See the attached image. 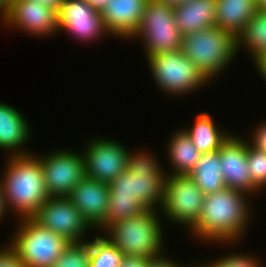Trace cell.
I'll return each mask as SVG.
<instances>
[{
    "instance_id": "obj_9",
    "label": "cell",
    "mask_w": 266,
    "mask_h": 267,
    "mask_svg": "<svg viewBox=\"0 0 266 267\" xmlns=\"http://www.w3.org/2000/svg\"><path fill=\"white\" fill-rule=\"evenodd\" d=\"M46 154L40 156V163L47 192L50 197H67L86 176L84 156L67 149Z\"/></svg>"
},
{
    "instance_id": "obj_40",
    "label": "cell",
    "mask_w": 266,
    "mask_h": 267,
    "mask_svg": "<svg viewBox=\"0 0 266 267\" xmlns=\"http://www.w3.org/2000/svg\"><path fill=\"white\" fill-rule=\"evenodd\" d=\"M159 1L175 6V5L186 2L187 0H159Z\"/></svg>"
},
{
    "instance_id": "obj_13",
    "label": "cell",
    "mask_w": 266,
    "mask_h": 267,
    "mask_svg": "<svg viewBox=\"0 0 266 267\" xmlns=\"http://www.w3.org/2000/svg\"><path fill=\"white\" fill-rule=\"evenodd\" d=\"M1 19L3 25L37 37H47L58 32L57 11L33 0H14L10 10Z\"/></svg>"
},
{
    "instance_id": "obj_31",
    "label": "cell",
    "mask_w": 266,
    "mask_h": 267,
    "mask_svg": "<svg viewBox=\"0 0 266 267\" xmlns=\"http://www.w3.org/2000/svg\"><path fill=\"white\" fill-rule=\"evenodd\" d=\"M0 267H26L17 252L8 244L0 248Z\"/></svg>"
},
{
    "instance_id": "obj_17",
    "label": "cell",
    "mask_w": 266,
    "mask_h": 267,
    "mask_svg": "<svg viewBox=\"0 0 266 267\" xmlns=\"http://www.w3.org/2000/svg\"><path fill=\"white\" fill-rule=\"evenodd\" d=\"M148 0H109L101 11L110 35L131 39L140 25Z\"/></svg>"
},
{
    "instance_id": "obj_6",
    "label": "cell",
    "mask_w": 266,
    "mask_h": 267,
    "mask_svg": "<svg viewBox=\"0 0 266 267\" xmlns=\"http://www.w3.org/2000/svg\"><path fill=\"white\" fill-rule=\"evenodd\" d=\"M132 38L143 41L146 59L154 54L181 50L183 35L176 25L173 6L159 0H148Z\"/></svg>"
},
{
    "instance_id": "obj_37",
    "label": "cell",
    "mask_w": 266,
    "mask_h": 267,
    "mask_svg": "<svg viewBox=\"0 0 266 267\" xmlns=\"http://www.w3.org/2000/svg\"><path fill=\"white\" fill-rule=\"evenodd\" d=\"M7 207L5 204V199H4V192H3V185L0 181V220L2 221L4 216H6L7 212Z\"/></svg>"
},
{
    "instance_id": "obj_19",
    "label": "cell",
    "mask_w": 266,
    "mask_h": 267,
    "mask_svg": "<svg viewBox=\"0 0 266 267\" xmlns=\"http://www.w3.org/2000/svg\"><path fill=\"white\" fill-rule=\"evenodd\" d=\"M173 8L182 35L216 26V0H187Z\"/></svg>"
},
{
    "instance_id": "obj_24",
    "label": "cell",
    "mask_w": 266,
    "mask_h": 267,
    "mask_svg": "<svg viewBox=\"0 0 266 267\" xmlns=\"http://www.w3.org/2000/svg\"><path fill=\"white\" fill-rule=\"evenodd\" d=\"M236 40L237 52L241 46L246 47L253 61L266 53V9H258L254 13Z\"/></svg>"
},
{
    "instance_id": "obj_39",
    "label": "cell",
    "mask_w": 266,
    "mask_h": 267,
    "mask_svg": "<svg viewBox=\"0 0 266 267\" xmlns=\"http://www.w3.org/2000/svg\"><path fill=\"white\" fill-rule=\"evenodd\" d=\"M14 0H0V15L3 17L12 7Z\"/></svg>"
},
{
    "instance_id": "obj_5",
    "label": "cell",
    "mask_w": 266,
    "mask_h": 267,
    "mask_svg": "<svg viewBox=\"0 0 266 267\" xmlns=\"http://www.w3.org/2000/svg\"><path fill=\"white\" fill-rule=\"evenodd\" d=\"M18 221L20 225L8 244L17 252L26 267H52L71 243L32 218Z\"/></svg>"
},
{
    "instance_id": "obj_4",
    "label": "cell",
    "mask_w": 266,
    "mask_h": 267,
    "mask_svg": "<svg viewBox=\"0 0 266 267\" xmlns=\"http://www.w3.org/2000/svg\"><path fill=\"white\" fill-rule=\"evenodd\" d=\"M181 51L209 82L238 54L236 37L216 26L183 35Z\"/></svg>"
},
{
    "instance_id": "obj_20",
    "label": "cell",
    "mask_w": 266,
    "mask_h": 267,
    "mask_svg": "<svg viewBox=\"0 0 266 267\" xmlns=\"http://www.w3.org/2000/svg\"><path fill=\"white\" fill-rule=\"evenodd\" d=\"M257 10L255 0H216V27L237 37Z\"/></svg>"
},
{
    "instance_id": "obj_27",
    "label": "cell",
    "mask_w": 266,
    "mask_h": 267,
    "mask_svg": "<svg viewBox=\"0 0 266 267\" xmlns=\"http://www.w3.org/2000/svg\"><path fill=\"white\" fill-rule=\"evenodd\" d=\"M89 241L71 242L52 267H89Z\"/></svg>"
},
{
    "instance_id": "obj_34",
    "label": "cell",
    "mask_w": 266,
    "mask_h": 267,
    "mask_svg": "<svg viewBox=\"0 0 266 267\" xmlns=\"http://www.w3.org/2000/svg\"><path fill=\"white\" fill-rule=\"evenodd\" d=\"M149 258L123 256L118 267H147Z\"/></svg>"
},
{
    "instance_id": "obj_16",
    "label": "cell",
    "mask_w": 266,
    "mask_h": 267,
    "mask_svg": "<svg viewBox=\"0 0 266 267\" xmlns=\"http://www.w3.org/2000/svg\"><path fill=\"white\" fill-rule=\"evenodd\" d=\"M93 229H106L109 184L84 177L67 196Z\"/></svg>"
},
{
    "instance_id": "obj_14",
    "label": "cell",
    "mask_w": 266,
    "mask_h": 267,
    "mask_svg": "<svg viewBox=\"0 0 266 267\" xmlns=\"http://www.w3.org/2000/svg\"><path fill=\"white\" fill-rule=\"evenodd\" d=\"M165 179L166 175L132 174L126 169L109 184V196L139 199L148 209L158 210L163 203Z\"/></svg>"
},
{
    "instance_id": "obj_42",
    "label": "cell",
    "mask_w": 266,
    "mask_h": 267,
    "mask_svg": "<svg viewBox=\"0 0 266 267\" xmlns=\"http://www.w3.org/2000/svg\"><path fill=\"white\" fill-rule=\"evenodd\" d=\"M204 263H201V264H199V265H197L196 263H195V265L193 264H191V266H186V267H204V265H203Z\"/></svg>"
},
{
    "instance_id": "obj_25",
    "label": "cell",
    "mask_w": 266,
    "mask_h": 267,
    "mask_svg": "<svg viewBox=\"0 0 266 267\" xmlns=\"http://www.w3.org/2000/svg\"><path fill=\"white\" fill-rule=\"evenodd\" d=\"M89 241V267H118L123 254L105 236H98Z\"/></svg>"
},
{
    "instance_id": "obj_18",
    "label": "cell",
    "mask_w": 266,
    "mask_h": 267,
    "mask_svg": "<svg viewBox=\"0 0 266 267\" xmlns=\"http://www.w3.org/2000/svg\"><path fill=\"white\" fill-rule=\"evenodd\" d=\"M27 121L18 109L0 102V150H8L9 156L30 153L23 147L32 134Z\"/></svg>"
},
{
    "instance_id": "obj_7",
    "label": "cell",
    "mask_w": 266,
    "mask_h": 267,
    "mask_svg": "<svg viewBox=\"0 0 266 267\" xmlns=\"http://www.w3.org/2000/svg\"><path fill=\"white\" fill-rule=\"evenodd\" d=\"M147 61L155 83L167 94H192L210 83L181 50L154 54Z\"/></svg>"
},
{
    "instance_id": "obj_28",
    "label": "cell",
    "mask_w": 266,
    "mask_h": 267,
    "mask_svg": "<svg viewBox=\"0 0 266 267\" xmlns=\"http://www.w3.org/2000/svg\"><path fill=\"white\" fill-rule=\"evenodd\" d=\"M155 157L144 149L134 153L128 151L127 170L132 174L166 175Z\"/></svg>"
},
{
    "instance_id": "obj_35",
    "label": "cell",
    "mask_w": 266,
    "mask_h": 267,
    "mask_svg": "<svg viewBox=\"0 0 266 267\" xmlns=\"http://www.w3.org/2000/svg\"><path fill=\"white\" fill-rule=\"evenodd\" d=\"M255 68L259 72L260 76L263 77V80L266 81V53L260 55L257 59L252 61Z\"/></svg>"
},
{
    "instance_id": "obj_8",
    "label": "cell",
    "mask_w": 266,
    "mask_h": 267,
    "mask_svg": "<svg viewBox=\"0 0 266 267\" xmlns=\"http://www.w3.org/2000/svg\"><path fill=\"white\" fill-rule=\"evenodd\" d=\"M204 196L188 175H166L161 212L190 231L199 219Z\"/></svg>"
},
{
    "instance_id": "obj_3",
    "label": "cell",
    "mask_w": 266,
    "mask_h": 267,
    "mask_svg": "<svg viewBox=\"0 0 266 267\" xmlns=\"http://www.w3.org/2000/svg\"><path fill=\"white\" fill-rule=\"evenodd\" d=\"M158 210L147 209L138 216L128 217L110 224L103 232L123 256L154 258L164 248L162 222ZM159 217H158V216ZM108 236H107V235Z\"/></svg>"
},
{
    "instance_id": "obj_38",
    "label": "cell",
    "mask_w": 266,
    "mask_h": 267,
    "mask_svg": "<svg viewBox=\"0 0 266 267\" xmlns=\"http://www.w3.org/2000/svg\"><path fill=\"white\" fill-rule=\"evenodd\" d=\"M90 4L95 10L101 12L107 5L109 0H85Z\"/></svg>"
},
{
    "instance_id": "obj_22",
    "label": "cell",
    "mask_w": 266,
    "mask_h": 267,
    "mask_svg": "<svg viewBox=\"0 0 266 267\" xmlns=\"http://www.w3.org/2000/svg\"><path fill=\"white\" fill-rule=\"evenodd\" d=\"M167 149L169 162L172 164L170 167L173 170L171 173L167 172L166 175H188L202 155L182 127L173 133Z\"/></svg>"
},
{
    "instance_id": "obj_32",
    "label": "cell",
    "mask_w": 266,
    "mask_h": 267,
    "mask_svg": "<svg viewBox=\"0 0 266 267\" xmlns=\"http://www.w3.org/2000/svg\"><path fill=\"white\" fill-rule=\"evenodd\" d=\"M251 140V141H250ZM247 142L254 148L266 153V122L260 123Z\"/></svg>"
},
{
    "instance_id": "obj_15",
    "label": "cell",
    "mask_w": 266,
    "mask_h": 267,
    "mask_svg": "<svg viewBox=\"0 0 266 267\" xmlns=\"http://www.w3.org/2000/svg\"><path fill=\"white\" fill-rule=\"evenodd\" d=\"M219 155L226 187L239 189L250 195L261 191L249 174L247 141L243 137L232 134L219 149Z\"/></svg>"
},
{
    "instance_id": "obj_11",
    "label": "cell",
    "mask_w": 266,
    "mask_h": 267,
    "mask_svg": "<svg viewBox=\"0 0 266 267\" xmlns=\"http://www.w3.org/2000/svg\"><path fill=\"white\" fill-rule=\"evenodd\" d=\"M32 219L70 242H82L90 224L68 197H50Z\"/></svg>"
},
{
    "instance_id": "obj_10",
    "label": "cell",
    "mask_w": 266,
    "mask_h": 267,
    "mask_svg": "<svg viewBox=\"0 0 266 267\" xmlns=\"http://www.w3.org/2000/svg\"><path fill=\"white\" fill-rule=\"evenodd\" d=\"M82 154L85 161V175L90 179L110 184L127 169L128 151L116 140L92 139Z\"/></svg>"
},
{
    "instance_id": "obj_23",
    "label": "cell",
    "mask_w": 266,
    "mask_h": 267,
    "mask_svg": "<svg viewBox=\"0 0 266 267\" xmlns=\"http://www.w3.org/2000/svg\"><path fill=\"white\" fill-rule=\"evenodd\" d=\"M188 176L206 195L226 188L222 173L219 150L202 154Z\"/></svg>"
},
{
    "instance_id": "obj_30",
    "label": "cell",
    "mask_w": 266,
    "mask_h": 267,
    "mask_svg": "<svg viewBox=\"0 0 266 267\" xmlns=\"http://www.w3.org/2000/svg\"><path fill=\"white\" fill-rule=\"evenodd\" d=\"M253 254H227L216 260L206 262L204 267H262L261 261H258Z\"/></svg>"
},
{
    "instance_id": "obj_21",
    "label": "cell",
    "mask_w": 266,
    "mask_h": 267,
    "mask_svg": "<svg viewBox=\"0 0 266 267\" xmlns=\"http://www.w3.org/2000/svg\"><path fill=\"white\" fill-rule=\"evenodd\" d=\"M192 140L201 154L218 151L232 136L220 130L209 113H200L195 118L194 125L182 129Z\"/></svg>"
},
{
    "instance_id": "obj_36",
    "label": "cell",
    "mask_w": 266,
    "mask_h": 267,
    "mask_svg": "<svg viewBox=\"0 0 266 267\" xmlns=\"http://www.w3.org/2000/svg\"><path fill=\"white\" fill-rule=\"evenodd\" d=\"M35 2L41 3L44 6L53 8L55 11H58L63 5L65 0H33Z\"/></svg>"
},
{
    "instance_id": "obj_26",
    "label": "cell",
    "mask_w": 266,
    "mask_h": 267,
    "mask_svg": "<svg viewBox=\"0 0 266 267\" xmlns=\"http://www.w3.org/2000/svg\"><path fill=\"white\" fill-rule=\"evenodd\" d=\"M147 209L148 208L139 199L109 196L108 211L106 213V228L119 220L138 216Z\"/></svg>"
},
{
    "instance_id": "obj_1",
    "label": "cell",
    "mask_w": 266,
    "mask_h": 267,
    "mask_svg": "<svg viewBox=\"0 0 266 267\" xmlns=\"http://www.w3.org/2000/svg\"><path fill=\"white\" fill-rule=\"evenodd\" d=\"M246 194L250 195L228 187L206 194L199 219L190 229L192 236L226 246L241 240L252 214Z\"/></svg>"
},
{
    "instance_id": "obj_12",
    "label": "cell",
    "mask_w": 266,
    "mask_h": 267,
    "mask_svg": "<svg viewBox=\"0 0 266 267\" xmlns=\"http://www.w3.org/2000/svg\"><path fill=\"white\" fill-rule=\"evenodd\" d=\"M58 31L65 30L79 39L95 41L103 34L110 35L104 25L101 12L95 10L85 0H65L57 11Z\"/></svg>"
},
{
    "instance_id": "obj_33",
    "label": "cell",
    "mask_w": 266,
    "mask_h": 267,
    "mask_svg": "<svg viewBox=\"0 0 266 267\" xmlns=\"http://www.w3.org/2000/svg\"><path fill=\"white\" fill-rule=\"evenodd\" d=\"M162 253L161 255L150 258L148 260V265L147 267H183L184 265L174 261L173 259L171 260L170 258L166 257L165 254ZM178 263V264H177Z\"/></svg>"
},
{
    "instance_id": "obj_41",
    "label": "cell",
    "mask_w": 266,
    "mask_h": 267,
    "mask_svg": "<svg viewBox=\"0 0 266 267\" xmlns=\"http://www.w3.org/2000/svg\"><path fill=\"white\" fill-rule=\"evenodd\" d=\"M258 9H266V0H255Z\"/></svg>"
},
{
    "instance_id": "obj_2",
    "label": "cell",
    "mask_w": 266,
    "mask_h": 267,
    "mask_svg": "<svg viewBox=\"0 0 266 267\" xmlns=\"http://www.w3.org/2000/svg\"><path fill=\"white\" fill-rule=\"evenodd\" d=\"M6 169L0 181L7 210L17 219L32 218L50 198L44 180L40 156L32 153L8 155ZM11 208V209H10ZM15 211V212H14Z\"/></svg>"
},
{
    "instance_id": "obj_29",
    "label": "cell",
    "mask_w": 266,
    "mask_h": 267,
    "mask_svg": "<svg viewBox=\"0 0 266 267\" xmlns=\"http://www.w3.org/2000/svg\"><path fill=\"white\" fill-rule=\"evenodd\" d=\"M247 162L253 183L263 192L266 188V153L247 142Z\"/></svg>"
}]
</instances>
